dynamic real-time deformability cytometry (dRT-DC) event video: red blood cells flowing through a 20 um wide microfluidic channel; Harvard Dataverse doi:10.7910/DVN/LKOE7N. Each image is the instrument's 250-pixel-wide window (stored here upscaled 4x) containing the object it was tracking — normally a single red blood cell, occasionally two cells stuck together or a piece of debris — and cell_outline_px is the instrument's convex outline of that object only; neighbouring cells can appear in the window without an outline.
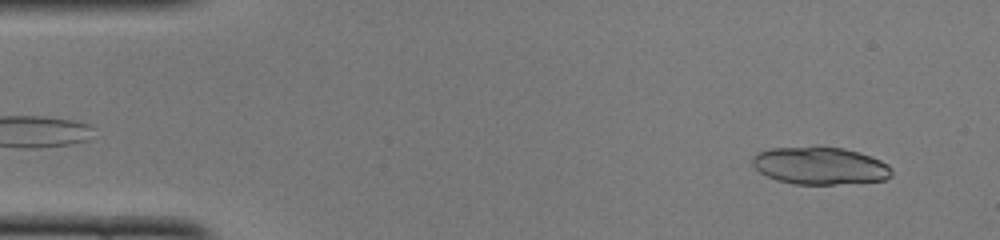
{"species": "common noctule bat (a hibernating species)", "species_latin": "Nyctalus noctula", "temperature_condition": "cold", "stored_images_in_passage": 48, "segment_of_instrument_passage": [1, 2], "camera_frame_rate_fps": 3000, "um_per_image_px": 0.085, "animal": {"sex": "female", "body_mass_g": 22.0, "forearm_length_mm": 56.7}, "frame": {"image": 1, "passage_image": 3, "time_ms": 0.667, "image_size_px": [1000, 240], "cell_outline_px": [[892, 176], [884, 180], [832, 184], [792, 184], [776, 180], [760, 172], [752, 164], [752, 156], [756, 152], [768, 148], [844, 148], [880, 160], [888, 164], [892, 172]], "centroid_in_image_um": [69.66, 14.1], "position_along_channel_um": 15.3, "area_um2": 29.94}}